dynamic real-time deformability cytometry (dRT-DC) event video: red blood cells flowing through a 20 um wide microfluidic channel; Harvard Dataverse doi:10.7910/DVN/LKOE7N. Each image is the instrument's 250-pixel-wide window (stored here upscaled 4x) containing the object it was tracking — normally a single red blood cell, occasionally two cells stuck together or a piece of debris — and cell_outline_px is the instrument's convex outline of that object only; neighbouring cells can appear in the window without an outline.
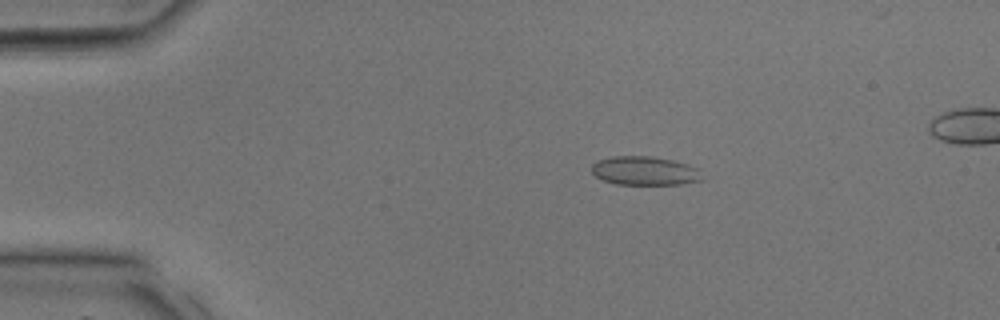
{"species": "common noctule bat (a hibernating species)", "species_latin": "Nyctalus noctula", "temperature_condition": "room temperature", "stored_images_in_passage": 30, "camera_frame_rate_fps": 3000, "um_per_image_px": 0.085, "animal": {"sex": "male", "body_mass_g": 17.9, "forearm_length_mm": 54.2}, "frame": {"image": 1, "passage_image": 2, "time_ms": 0.333, "image_size_px": [1000, 320], "cell_outline_px": [[704, 180], [680, 184], [616, 184], [604, 180], [596, 176], [592, 172], [592, 164], [600, 160], [612, 156], [652, 156], [672, 160], [688, 164], [700, 168]], "centroid_in_image_um": [54.86, 14.52], "position_along_channel_um": 30.1, "area_um2": 18.61}}
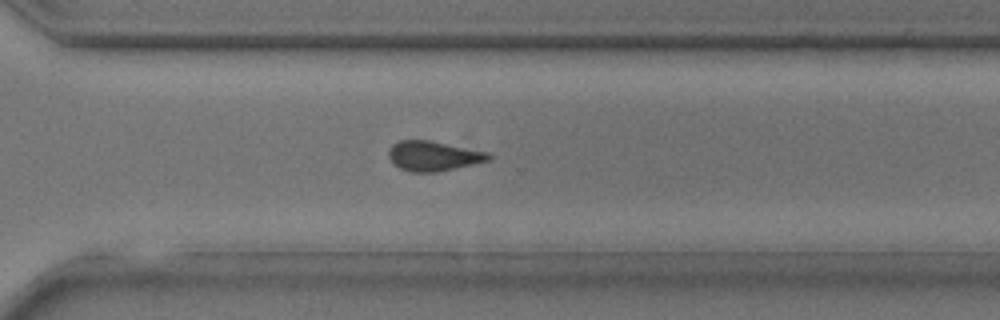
{"frame": {"image": 2, "passage_image": 22, "time_ms": 7.0, "image_size_px": [1000, 320], "cell_outline_px": [[492, 160], [436, 172], [408, 172], [392, 164], [388, 156], [388, 152], [392, 144], [400, 140], [428, 140], [488, 152], [492, 156]], "centroid_in_image_um": [36.82, 13.26], "position_along_channel_um": 333.8, "area_um2": 17.46}}
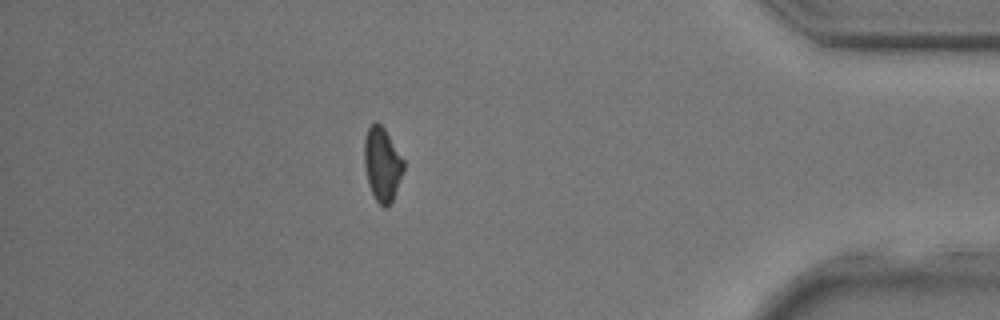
{"frame": {"image": 3, "passage_image": 28, "time_ms": 9.0, "image_size_px": [1000, 320], "cell_outline_px": [[404, 168], [392, 200], [384, 208], [376, 200], [368, 184], [364, 164], [364, 140], [368, 128], [376, 120], [384, 128], [404, 160]], "centroid_in_image_um": [32.47, 13.93], "position_along_channel_um": 402.7, "area_um2": 16.65}}